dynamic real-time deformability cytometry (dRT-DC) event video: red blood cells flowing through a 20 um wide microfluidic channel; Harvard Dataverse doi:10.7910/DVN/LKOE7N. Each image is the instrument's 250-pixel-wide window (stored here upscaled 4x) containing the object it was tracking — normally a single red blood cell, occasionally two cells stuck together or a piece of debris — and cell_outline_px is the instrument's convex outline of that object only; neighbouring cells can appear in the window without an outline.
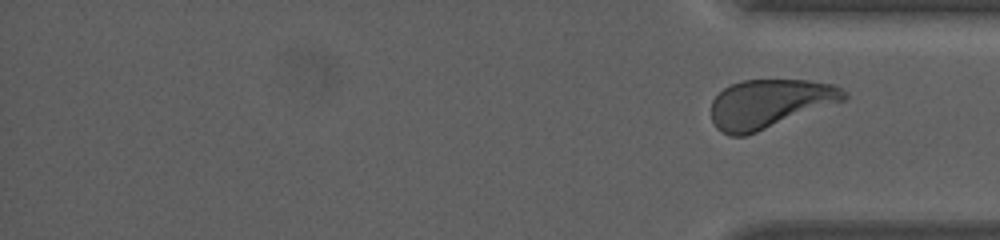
{"species": "human", "species_latin": "Homo sapiens", "temperature_condition": "warm", "stored_images_in_passage": 59, "segment_of_instrument_passage": [2, 2], "camera_frame_rate_fps": 3000, "um_per_image_px": 0.085, "donor": {"sex": "female"}, "frame": {"image": 1, "passage_image": 59, "time_ms": 19.333, "image_size_px": [1000, 240], "cell_outline_px": [[848, 96], [844, 100], [756, 132], [744, 136], [728, 136], [720, 132], [716, 128], [712, 120], [712, 100], [724, 88], [740, 80], [808, 80], [832, 84], [840, 88]], "centroid_in_image_um": [65.37, 8.81], "position_along_channel_um": 369.8, "area_um2": 37.34}}